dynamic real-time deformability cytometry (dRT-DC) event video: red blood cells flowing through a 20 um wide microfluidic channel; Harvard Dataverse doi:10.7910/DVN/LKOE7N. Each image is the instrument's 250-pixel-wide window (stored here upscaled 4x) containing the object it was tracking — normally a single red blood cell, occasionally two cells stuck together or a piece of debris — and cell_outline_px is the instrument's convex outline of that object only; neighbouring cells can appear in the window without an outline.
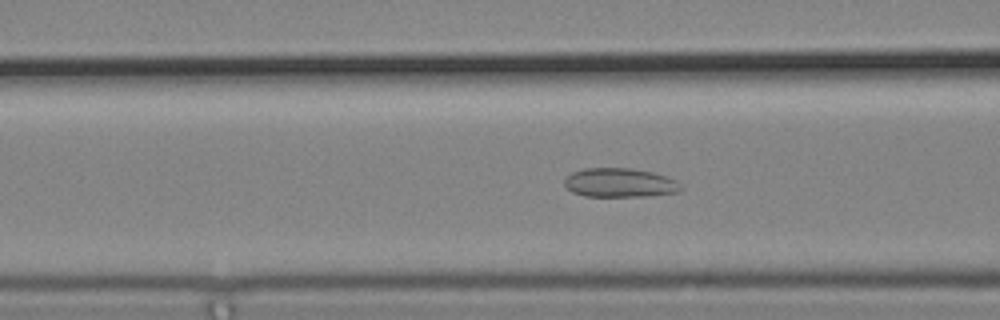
{"species": "common noctule bat (a hibernating species)", "species_latin": "Nyctalus noctula", "temperature_condition": "cold", "stored_images_in_passage": 39, "camera_frame_rate_fps": 3000, "um_per_image_px": 0.085, "animal": {"sex": "male", "body_mass_g": 19.2, "forearm_length_mm": 51.8}, "frame": {"image": 1, "passage_image": 6, "time_ms": 1.667, "image_size_px": [1000, 320], "cell_outline_px": [[684, 188], [680, 192], [648, 196], [584, 196], [572, 192], [564, 184], [564, 180], [572, 172], [584, 168], [632, 168], [652, 172], [668, 176], [676, 180]], "centroid_in_image_um": [52.72, 15.53], "position_along_channel_um": 113.9, "area_um2": 19.88}}
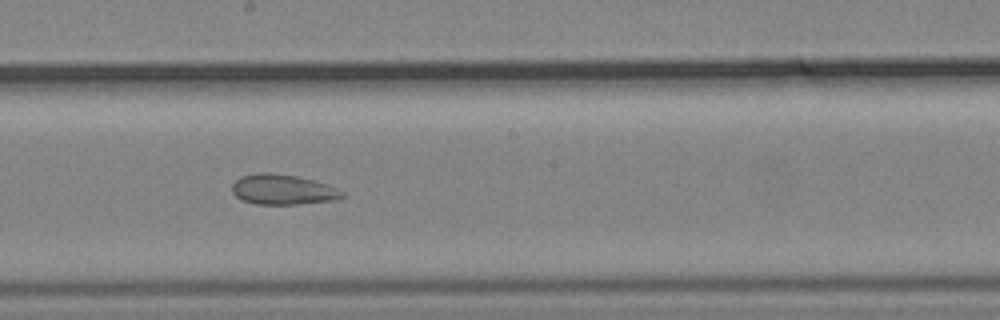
{"frame": {"image": 2, "passage_image": 15, "time_ms": 4.667, "image_size_px": [1000, 320], "cell_outline_px": [[344, 196], [336, 200], [296, 204], [256, 204], [240, 200], [232, 192], [232, 184], [240, 176], [256, 172], [268, 172], [296, 176], [328, 184], [344, 192]], "centroid_in_image_um": [24.01, 16.11], "position_along_channel_um": 224.2, "area_um2": 19.48}}
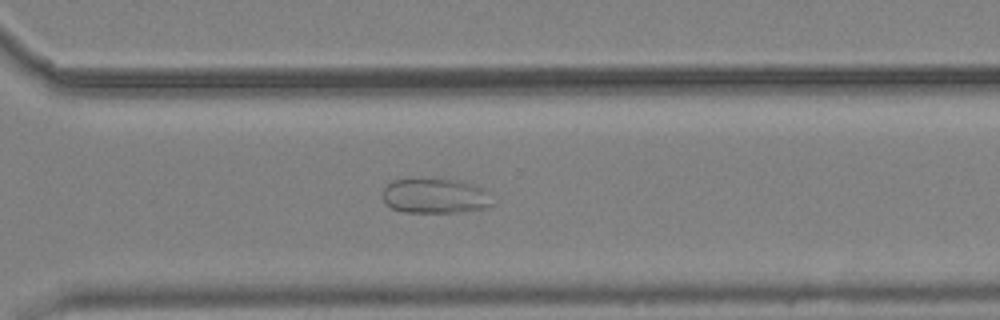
{"frame": {"image": 3, "passage_image": 24, "time_ms": 7.667, "image_size_px": [1000, 320], "cell_outline_px": [[492, 204], [484, 208], [456, 212], [404, 212], [392, 208], [384, 200], [384, 188], [392, 180], [412, 176], [420, 176], [460, 180], [484, 188]], "centroid_in_image_um": [36.93, 16.59], "position_along_channel_um": 333.7, "area_um2": 22.83}}